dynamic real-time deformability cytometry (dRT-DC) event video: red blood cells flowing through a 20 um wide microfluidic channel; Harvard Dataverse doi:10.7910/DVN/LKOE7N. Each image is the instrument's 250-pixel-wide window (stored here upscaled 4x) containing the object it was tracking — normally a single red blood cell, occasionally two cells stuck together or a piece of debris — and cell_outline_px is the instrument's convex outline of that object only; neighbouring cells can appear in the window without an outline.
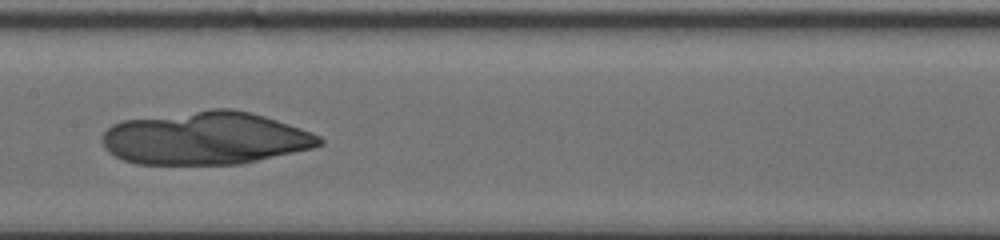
{"species": "human", "species_latin": "Homo sapiens", "temperature_condition": "cold", "stored_images_in_passage": 28, "camera_frame_rate_fps": 3000, "um_per_image_px": 0.085, "donor": {"sex": "male"}, "frame": {"image": 1, "passage_image": 11, "time_ms": 3.333, "image_size_px": [1000, 240], "cell_outline_px": [[324, 144], [312, 148], [240, 164], [136, 164], [124, 160], [108, 152], [104, 148], [100, 140], [104, 132], [112, 124], [124, 120], [212, 108], [232, 108], [264, 116], [300, 128], [320, 136], [324, 140]], "centroid_in_image_um": [17.43, 11.74], "position_along_channel_um": 190.0, "area_um2": 66.93}}
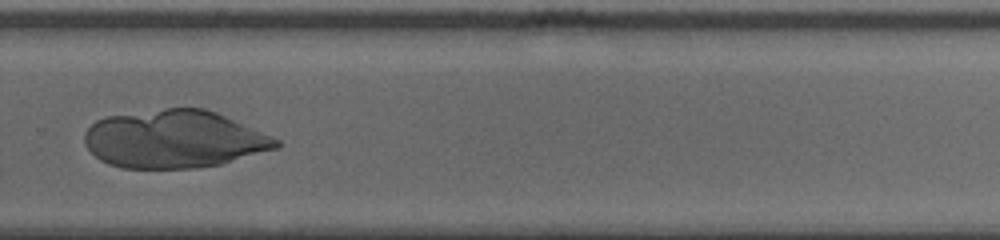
{"frame": {"image": 2, "passage_image": 21, "time_ms": 6.667, "image_size_px": [1000, 240], "cell_outline_px": [[280, 148], [220, 164], [196, 168], [124, 168], [108, 164], [100, 160], [84, 144], [84, 132], [96, 120], [108, 116], [164, 108], [204, 108], [216, 112], [272, 136], [280, 140]], "centroid_in_image_um": [14.81, 11.83], "position_along_channel_um": 315.0, "area_um2": 64.56}}
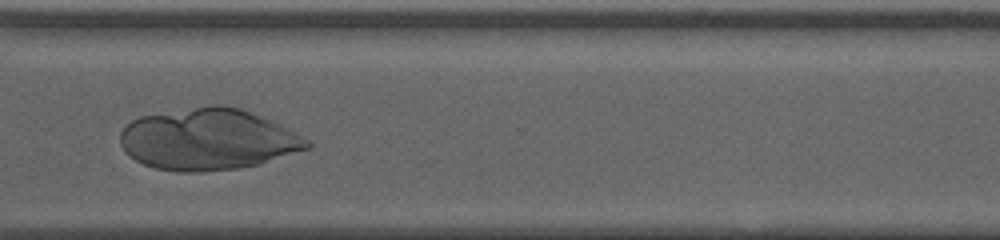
{"frame": {"image": 3, "passage_image": 24, "time_ms": 7.667, "image_size_px": [1000, 240], "cell_outline_px": [[312, 148], [260, 164], [240, 168], [204, 172], [176, 172], [156, 168], [144, 164], [128, 156], [124, 152], [120, 144], [120, 132], [132, 120], [140, 116], [212, 104], [220, 104], [240, 108], [260, 116], [308, 140], [312, 144]], "centroid_in_image_um": [17.65, 11.86], "position_along_channel_um": 352.9, "area_um2": 66.82}}